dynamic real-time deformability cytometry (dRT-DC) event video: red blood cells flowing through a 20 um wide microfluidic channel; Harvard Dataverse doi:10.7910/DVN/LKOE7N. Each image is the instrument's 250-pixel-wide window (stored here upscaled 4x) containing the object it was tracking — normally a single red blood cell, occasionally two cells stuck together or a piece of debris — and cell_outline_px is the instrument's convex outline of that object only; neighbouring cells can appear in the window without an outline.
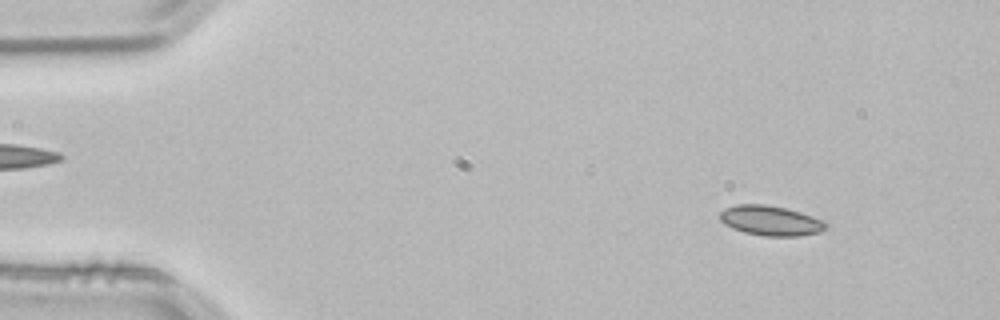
{"species": "common noctule bat (a hibernating species)", "species_latin": "Nyctalus noctula", "temperature_condition": "room temperature", "stored_images_in_passage": 3, "camera_frame_rate_fps": 3000, "um_per_image_px": 0.085, "animal": {"sex": "male", "body_mass_g": 21.5, "forearm_length_mm": 52.0}, "frame": {"image": 1, "passage_image": 1, "time_ms": 0.0, "image_size_px": [1000, 320], "cell_outline_px": [[828, 228], [820, 232], [800, 236], [764, 236], [744, 232], [732, 228], [724, 224], [720, 220], [720, 212], [724, 208], [736, 204], [768, 204], [800, 212], [812, 216], [828, 224]], "centroid_in_image_um": [65.48, 18.75], "position_along_channel_um": 19.5, "area_um2": 18.55}}
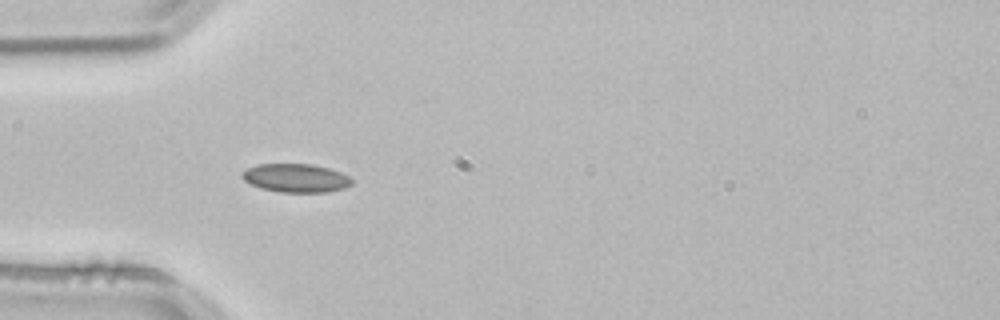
{"frame": {"image": 2, "passage_image": 3, "time_ms": 0.667, "image_size_px": [1000, 320], "cell_outline_px": [[352, 184], [344, 188], [328, 192], [280, 192], [260, 188], [244, 180], [240, 176], [240, 172], [256, 164], [312, 164], [328, 168], [340, 172], [348, 176], [352, 180]], "centroid_in_image_um": [25.12, 15.13], "position_along_channel_um": 59.9, "area_um2": 18.26}}